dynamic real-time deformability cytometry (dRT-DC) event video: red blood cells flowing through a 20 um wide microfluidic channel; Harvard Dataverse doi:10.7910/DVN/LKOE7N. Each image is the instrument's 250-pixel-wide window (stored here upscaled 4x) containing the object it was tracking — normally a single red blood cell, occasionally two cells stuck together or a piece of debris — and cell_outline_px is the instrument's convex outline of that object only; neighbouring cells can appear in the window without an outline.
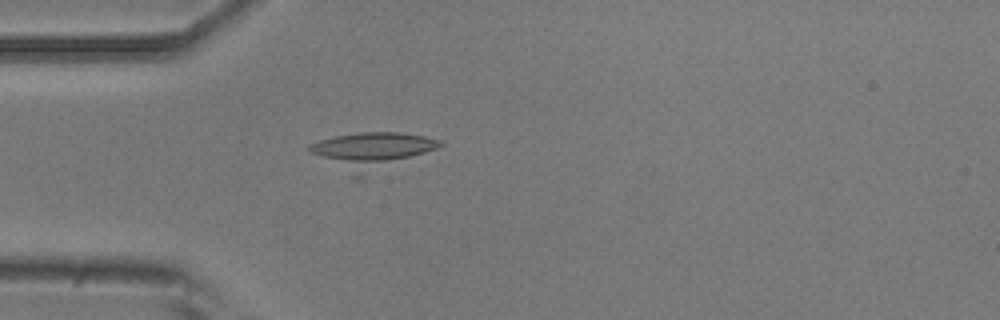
{"species": "common noctule bat (a hibernating species)", "species_latin": "Nyctalus noctula", "temperature_condition": "room temperature", "stored_images_in_passage": 5, "camera_frame_rate_fps": 3000, "um_per_image_px": 0.085, "animal": {"sex": "male", "body_mass_g": 20.5, "forearm_length_mm": 52.5}, "frame": {"image": 1, "passage_image": 5, "time_ms": 1.333, "image_size_px": [1000, 320], "cell_outline_px": [[444, 144], [436, 148], [360, 180], [356, 180], [308, 152], [308, 148], [312, 144], [320, 140], [336, 136], [360, 132], [400, 132], [424, 136], [444, 140]], "centroid_in_image_um": [31.55, 12.85], "position_along_channel_um": 53.4, "area_um2": 28.32}}